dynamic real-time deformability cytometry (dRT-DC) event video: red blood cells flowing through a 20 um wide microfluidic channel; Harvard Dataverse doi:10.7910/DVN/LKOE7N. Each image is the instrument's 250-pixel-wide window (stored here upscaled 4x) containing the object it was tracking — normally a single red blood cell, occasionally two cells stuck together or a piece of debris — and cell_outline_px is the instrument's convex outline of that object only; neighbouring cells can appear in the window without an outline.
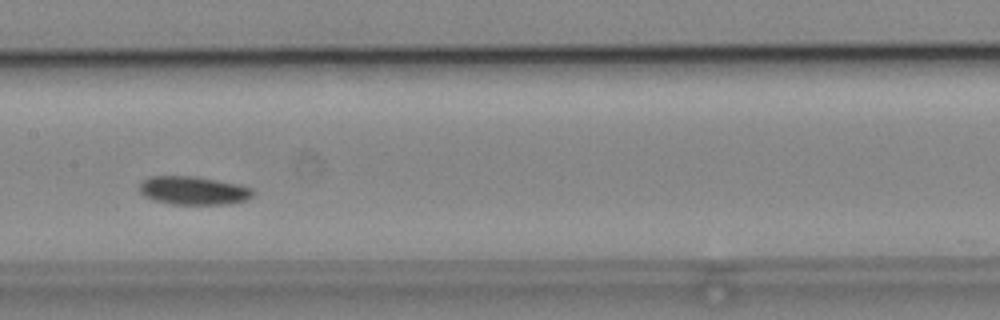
{"species": "common noctule bat (a hibernating species)", "species_latin": "Nyctalus noctula", "temperature_condition": "cold", "stored_images_in_passage": 29, "camera_frame_rate_fps": 3000, "um_per_image_px": 0.085, "animal": {"sex": "male", "body_mass_g": 19.2, "forearm_length_mm": 51.8}, "frame": {"image": 1, "passage_image": 13, "time_ms": 4.0, "image_size_px": [1000, 320], "cell_outline_px": [[256, 192], [252, 196], [244, 200], [228, 204], [172, 204], [152, 200], [144, 196], [140, 192], [140, 184], [148, 176], [196, 176], [236, 184], [252, 188]], "centroid_in_image_um": [16.42, 16.19], "position_along_channel_um": 191.0, "area_um2": 18.73}, "authors_computed_cell_mechanics": {"area_um2": 18.7272, "velocity_mm_per_s": 3.8626, "shape_relaxation_time_tau1_ms": 1.6495, "shape_relaxation_time_tau2_ms": null, "deformation_change_tau1": 0.0661, "deformation_change_tau2": null}}